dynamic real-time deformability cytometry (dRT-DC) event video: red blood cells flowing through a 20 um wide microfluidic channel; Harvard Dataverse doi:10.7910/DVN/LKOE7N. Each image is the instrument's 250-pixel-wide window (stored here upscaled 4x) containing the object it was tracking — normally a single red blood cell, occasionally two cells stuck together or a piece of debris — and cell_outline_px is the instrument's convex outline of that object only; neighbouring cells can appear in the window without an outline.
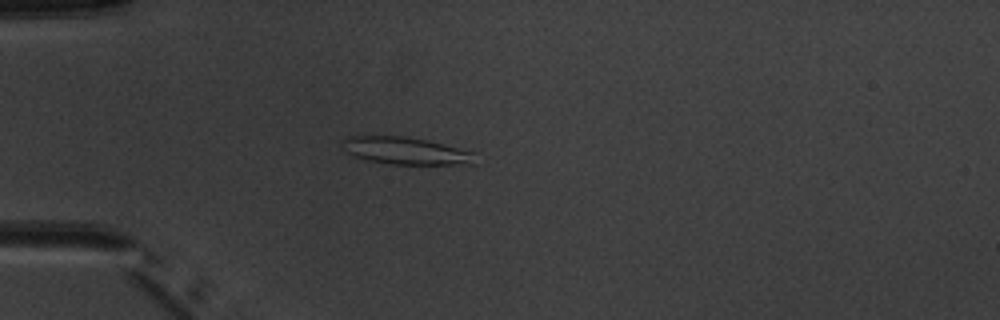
{"species": "common noctule bat (a hibernating species)", "species_latin": "Nyctalus noctula", "temperature_condition": "warm", "stored_images_in_passage": 3, "camera_frame_rate_fps": 3000, "um_per_image_px": 0.085, "animal": {"sex": "male", "body_mass_g": 20.1, "forearm_length_mm": 53.5}, "frame": {"image": 1, "passage_image": 3, "time_ms": 2.333, "image_size_px": [1000, 320], "cell_outline_px": [[476, 164], [392, 164], [368, 160], [352, 156], [340, 148], [340, 144], [348, 136], [408, 136], [428, 140], [476, 152]], "centroid_in_image_um": [34.49, 12.81], "position_along_channel_um": 50.5, "area_um2": 21.44}}